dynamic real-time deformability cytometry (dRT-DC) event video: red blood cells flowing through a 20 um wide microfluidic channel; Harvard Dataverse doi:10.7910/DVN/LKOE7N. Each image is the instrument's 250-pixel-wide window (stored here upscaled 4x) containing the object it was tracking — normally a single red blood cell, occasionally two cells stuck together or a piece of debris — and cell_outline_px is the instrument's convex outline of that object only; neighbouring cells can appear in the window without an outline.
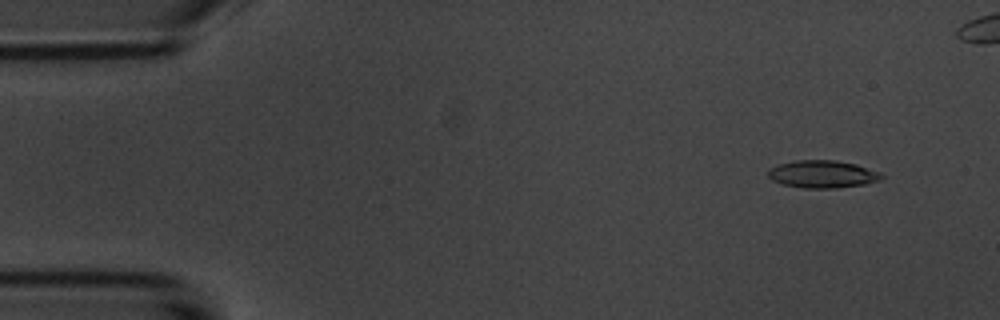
{"species": "common noctule bat (a hibernating species)", "species_latin": "Nyctalus noctula", "temperature_condition": "room temperature", "stored_images_in_passage": 6, "camera_frame_rate_fps": 3000, "um_per_image_px": 0.085, "animal": {"sex": "male", "body_mass_g": 20.1, "forearm_length_mm": 53.5}, "frame": {"image": 1, "passage_image": 2, "time_ms": 1.333, "image_size_px": [1000, 320], "cell_outline_px": [[884, 176], [880, 180], [864, 184], [836, 188], [804, 188], [784, 184], [772, 180], [768, 176], [768, 168], [780, 164], [796, 160], [836, 160], [856, 164], [880, 172]], "centroid_in_image_um": [69.92, 14.8], "position_along_channel_um": 15.1, "area_um2": 18.15}}